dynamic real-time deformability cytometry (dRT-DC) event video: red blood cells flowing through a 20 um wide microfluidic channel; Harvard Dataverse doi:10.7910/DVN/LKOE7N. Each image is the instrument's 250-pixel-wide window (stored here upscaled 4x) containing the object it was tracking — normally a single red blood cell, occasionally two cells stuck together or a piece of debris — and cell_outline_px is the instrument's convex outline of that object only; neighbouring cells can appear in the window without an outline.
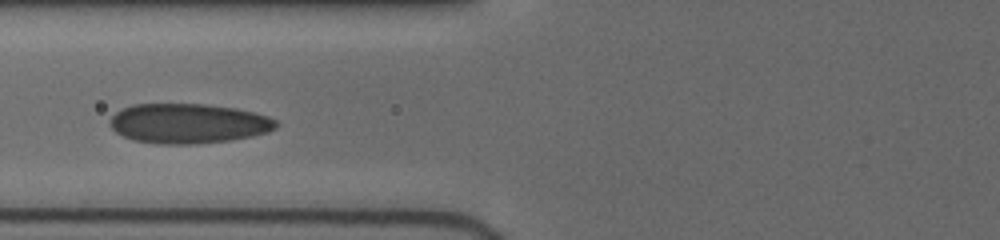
{"species": "human", "species_latin": "Homo sapiens", "temperature_condition": "cold", "stored_images_in_passage": 8, "camera_frame_rate_fps": 3000, "um_per_image_px": 0.085, "donor": {"sex": "female"}, "frame": {"image": 1, "passage_image": 2, "time_ms": 1.0, "image_size_px": [1000, 240], "cell_outline_px": [[276, 128], [268, 132], [252, 136], [232, 140], [196, 144], [156, 144], [132, 140], [116, 132], [108, 124], [108, 120], [116, 112], [132, 104], [204, 104], [236, 108], [268, 116], [276, 120]], "centroid_in_image_um": [15.98, 10.5], "position_along_channel_um": 109.8, "area_um2": 38.73}}
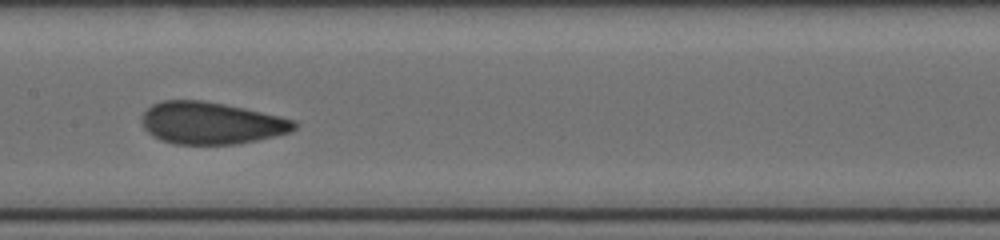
{"frame": {"image": 2, "passage_image": 4, "time_ms": 3.0, "image_size_px": [1000, 240], "cell_outline_px": [[296, 128], [288, 132], [256, 140], [236, 144], [172, 144], [160, 140], [152, 136], [144, 128], [144, 112], [152, 104], [164, 100], [200, 100], [224, 104], [244, 108], [280, 116], [296, 120]], "centroid_in_image_um": [17.94, 10.46], "position_along_channel_um": 189.5, "area_um2": 37.11}}
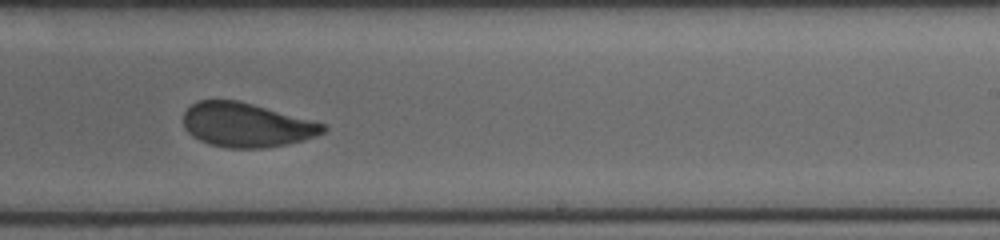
{"frame": {"image": 3, "passage_image": 7, "time_ms": 5.0, "image_size_px": [1000, 240], "cell_outline_px": [[328, 128], [324, 132], [300, 140], [284, 144], [260, 148], [228, 148], [208, 144], [192, 136], [184, 128], [184, 112], [196, 100], [236, 100], [252, 104], [324, 124]], "centroid_in_image_um": [20.87, 10.62], "position_along_channel_um": 268.1, "area_um2": 35.37}}